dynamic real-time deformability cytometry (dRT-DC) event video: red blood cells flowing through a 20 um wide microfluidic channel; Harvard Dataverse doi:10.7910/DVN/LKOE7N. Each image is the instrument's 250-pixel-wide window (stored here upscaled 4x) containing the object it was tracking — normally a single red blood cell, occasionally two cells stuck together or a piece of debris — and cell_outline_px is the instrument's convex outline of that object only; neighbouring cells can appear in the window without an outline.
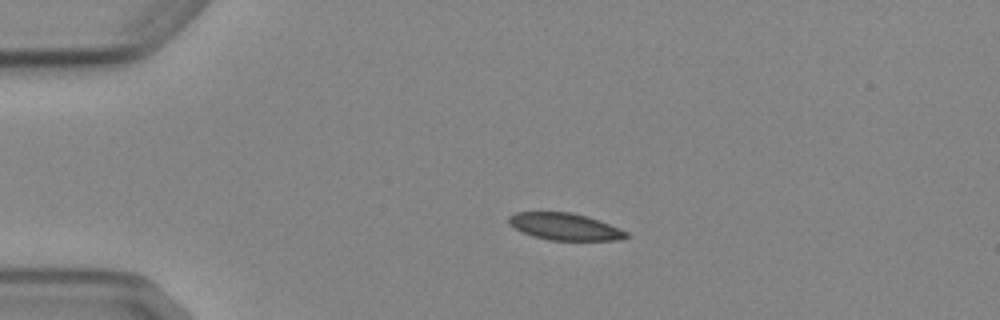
{"species": "Egyptian fruit bat (a non-hibernating species)", "species_latin": "Rousettus aegyptiacus", "temperature_condition": "cold", "stored_images_in_passage": 4, "camera_frame_rate_fps": 3000, "um_per_image_px": 0.085, "animal": {"sex": "female"}, "frame": {"image": 1, "passage_image": 3, "time_ms": 3.333, "image_size_px": [1000, 320], "cell_outline_px": [[628, 236], [616, 240], [548, 240], [532, 236], [508, 224], [508, 216], [516, 212], [572, 212], [600, 220], [620, 228], [628, 232]], "centroid_in_image_um": [48.0, 19.25], "position_along_channel_um": 37.0, "area_um2": 18.44}}